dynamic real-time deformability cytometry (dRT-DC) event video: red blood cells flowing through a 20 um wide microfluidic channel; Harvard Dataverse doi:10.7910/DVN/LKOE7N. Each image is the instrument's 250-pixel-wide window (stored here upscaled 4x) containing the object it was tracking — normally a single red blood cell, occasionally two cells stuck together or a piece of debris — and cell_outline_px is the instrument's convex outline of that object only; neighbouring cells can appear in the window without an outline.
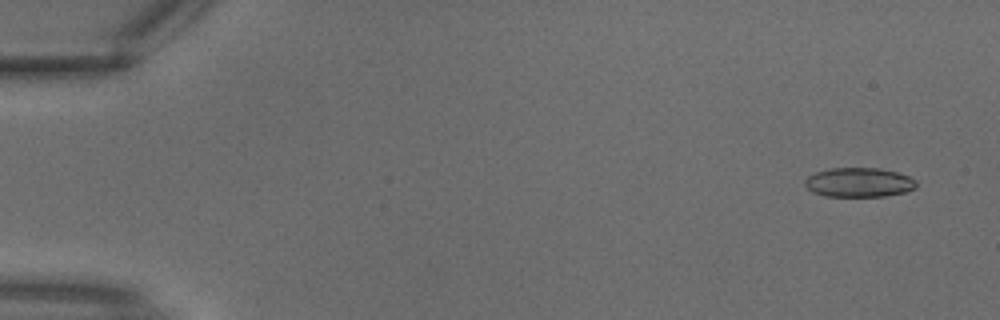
{"species": "common noctule bat (a hibernating species)", "species_latin": "Nyctalus noctula", "temperature_condition": "warm", "stored_images_in_passage": 3, "camera_frame_rate_fps": 3000, "um_per_image_px": 0.085, "animal": {"sex": "male", "body_mass_g": 18.8}, "frame": {"image": 1, "passage_image": 1, "time_ms": 0.0, "image_size_px": [1000, 320], "cell_outline_px": [[916, 188], [904, 192], [884, 196], [824, 196], [812, 192], [804, 184], [804, 180], [808, 176], [816, 172], [832, 168], [880, 168], [896, 172], [908, 176], [916, 180]], "centroid_in_image_um": [73.0, 15.5], "position_along_channel_um": 12.0, "area_um2": 19.02}}
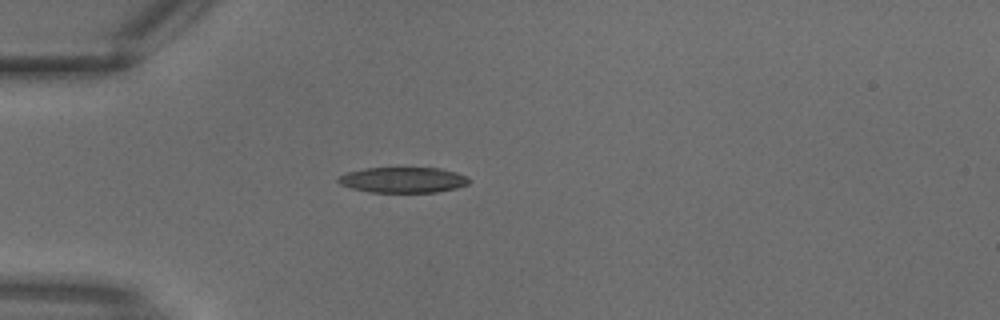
{"frame": {"image": 2, "passage_image": 3, "time_ms": 0.667, "image_size_px": [1000, 320], "cell_outline_px": [[472, 180], [468, 184], [456, 188], [436, 192], [368, 192], [352, 188], [340, 184], [336, 180], [336, 176], [344, 172], [364, 168], [440, 168], [456, 172], [468, 176]], "centroid_in_image_um": [34.23, 15.28], "position_along_channel_um": 50.8, "area_um2": 19.77}}